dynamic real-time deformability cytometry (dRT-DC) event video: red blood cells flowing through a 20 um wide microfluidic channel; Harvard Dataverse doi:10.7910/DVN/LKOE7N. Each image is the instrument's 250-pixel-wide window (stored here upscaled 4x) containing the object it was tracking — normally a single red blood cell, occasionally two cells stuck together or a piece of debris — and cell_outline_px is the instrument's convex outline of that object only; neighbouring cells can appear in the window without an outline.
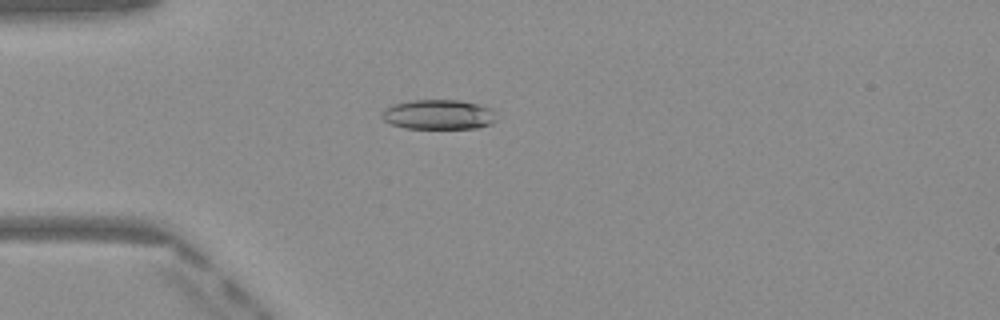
{"species": "Egyptian fruit bat (a non-hibernating species)", "species_latin": "Rousettus aegyptiacus", "temperature_condition": "warm", "stored_images_in_passage": 50, "camera_frame_rate_fps": 3000, "um_per_image_px": 0.085, "frame": {"image": 1, "passage_image": 14, "time_ms": 4.333, "image_size_px": [1000, 320], "cell_outline_px": [[496, 120], [492, 124], [476, 128], [404, 128], [392, 124], [384, 120], [380, 116], [384, 108], [392, 104], [412, 100], [456, 100], [476, 104], [492, 108]], "centroid_in_image_um": [37.25, 9.74], "position_along_channel_um": 47.8, "area_um2": 19.88}}
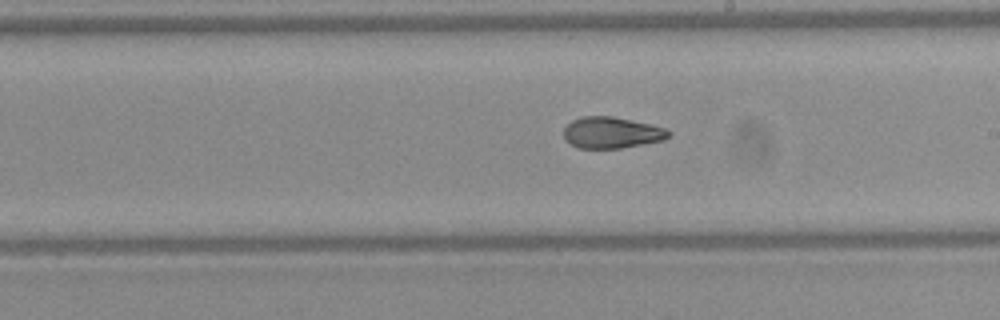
{"frame": {"image": 2, "passage_image": 29, "time_ms": 9.333, "image_size_px": [1000, 320], "cell_outline_px": [[672, 132], [664, 140], [620, 148], [580, 148], [572, 144], [564, 136], [564, 128], [572, 120], [584, 116], [612, 116], [652, 124], [664, 128]], "centroid_in_image_um": [52.01, 11.26], "position_along_channel_um": 237.0, "area_um2": 18.96}}
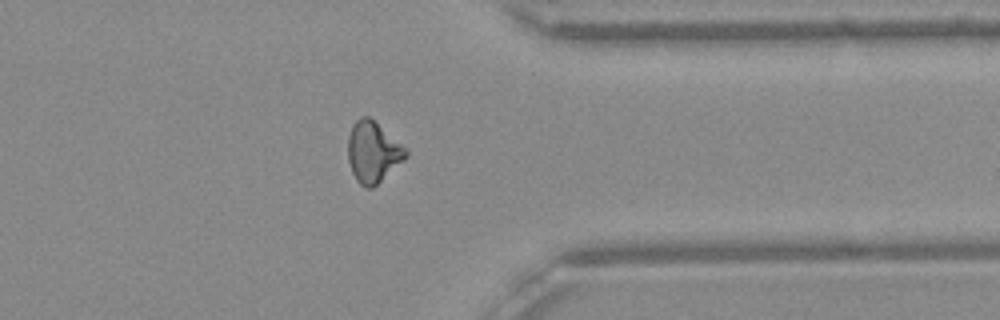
{"frame": {"image": 3, "passage_image": 40, "time_ms": 13.0, "image_size_px": [1000, 320], "cell_outline_px": [[408, 156], [404, 160], [372, 188], [364, 188], [356, 180], [352, 172], [348, 160], [348, 136], [352, 124], [360, 116], [368, 116], [400, 144], [408, 152]], "centroid_in_image_um": [31.66, 12.94], "position_along_channel_um": 379.7, "area_um2": 20.17}, "authors_computed_cell_mechanics": {"area_um2": 19.941, "velocity_mm_per_s": 4.0783, "shape_relaxation_time_tau1_ms": 4.2911, "shape_relaxation_time_tau2_ms": 2.1364, "deformation_change_tau1": 0.1692, "deformation_change_tau2": 0.0905}}